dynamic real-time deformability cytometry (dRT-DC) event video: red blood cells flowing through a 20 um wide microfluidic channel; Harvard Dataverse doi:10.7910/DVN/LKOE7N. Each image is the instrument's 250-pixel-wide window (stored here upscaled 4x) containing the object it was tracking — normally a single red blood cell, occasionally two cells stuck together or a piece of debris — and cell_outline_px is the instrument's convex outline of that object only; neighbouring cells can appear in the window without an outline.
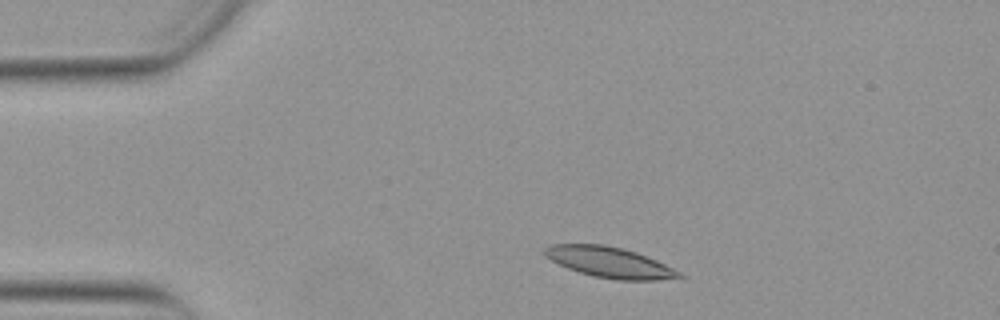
{"species": "Egyptian fruit bat (a non-hibernating species)", "species_latin": "Rousettus aegyptiacus", "temperature_condition": "warm", "stored_images_in_passage": 40, "camera_frame_rate_fps": 3000, "um_per_image_px": 0.085, "animal": {"sex": "female"}, "frame": {"image": 1, "passage_image": 1, "time_ms": 0.0, "image_size_px": [1000, 320], "cell_outline_px": [[688, 276], [660, 280], [616, 280], [592, 276], [568, 268], [544, 256], [544, 248], [548, 244], [604, 244], [624, 248], [636, 252], [656, 260]], "centroid_in_image_um": [51.82, 22.29], "position_along_channel_um": 33.2, "area_um2": 24.04}}
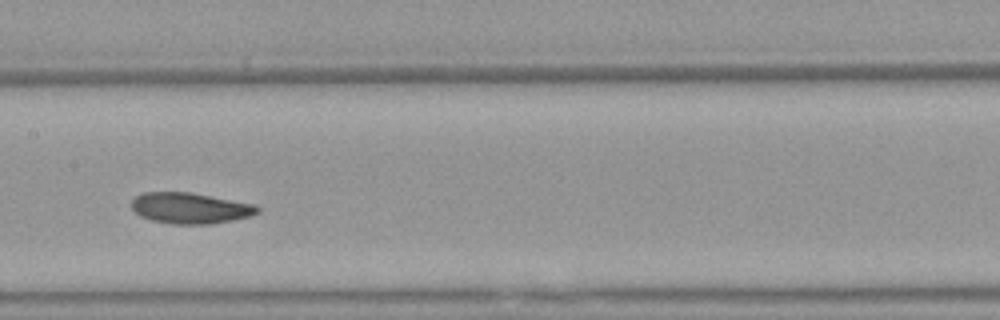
{"frame": {"image": 2, "passage_image": 17, "time_ms": 5.333, "image_size_px": [1000, 320], "cell_outline_px": [[260, 212], [252, 216], [212, 224], [172, 224], [152, 220], [140, 216], [132, 208], [132, 200], [136, 196], [144, 192], [192, 192], [256, 204], [260, 208]], "centroid_in_image_um": [16.21, 17.69], "position_along_channel_um": 191.2, "area_um2": 22.89}}
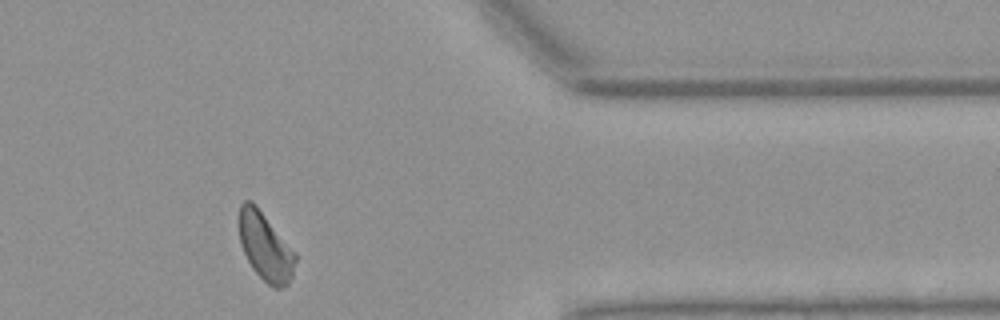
{"frame": {"image": 3, "passage_image": 34, "time_ms": 11.0, "image_size_px": [1000, 320], "cell_outline_px": [[296, 260], [292, 276], [288, 284], [280, 288], [272, 288], [252, 268], [240, 244], [236, 220], [240, 204], [244, 200], [252, 200], [256, 204], [296, 252]], "centroid_in_image_um": [22.51, 20.91], "position_along_channel_um": 388.9, "area_um2": 22.83}, "authors_computed_cell_mechanics": {"area_um2": 22.831, "velocity_mm_per_s": 3.8513, "shape_relaxation_time_tau1_ms": 7.4859, "shape_relaxation_time_tau2_ms": 4.6437, "deformation_change_tau1": 0.1604, "deformation_change_tau2": 0.1084}}